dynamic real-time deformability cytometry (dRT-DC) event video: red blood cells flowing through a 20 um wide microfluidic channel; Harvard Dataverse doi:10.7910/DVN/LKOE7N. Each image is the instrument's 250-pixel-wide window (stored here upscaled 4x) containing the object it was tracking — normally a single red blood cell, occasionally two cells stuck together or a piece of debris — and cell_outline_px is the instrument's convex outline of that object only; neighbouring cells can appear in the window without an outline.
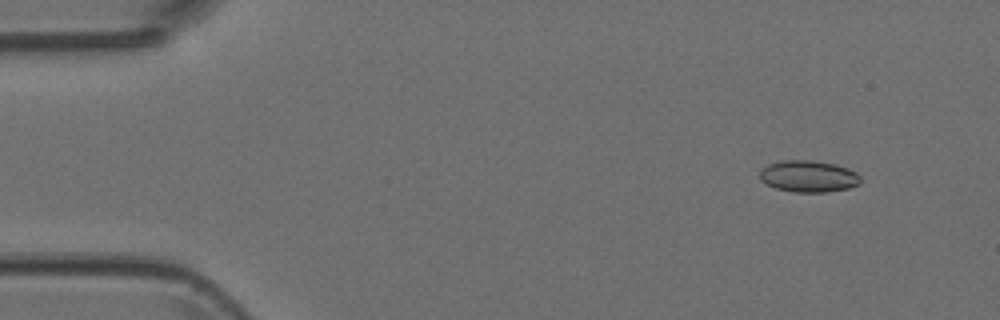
{"species": "Egyptian fruit bat (a non-hibernating species)", "species_latin": "Rousettus aegyptiacus", "temperature_condition": "room temperature", "stored_images_in_passage": 7, "camera_frame_rate_fps": 3000, "um_per_image_px": 0.085, "animal": {"sex": "female"}, "frame": {"image": 1, "passage_image": 1, "time_ms": 0.0, "image_size_px": [1000, 320], "cell_outline_px": [[860, 184], [848, 188], [828, 192], [792, 192], [776, 188], [760, 180], [760, 168], [768, 164], [784, 160], [812, 160], [832, 164], [856, 172], [860, 176]], "centroid_in_image_um": [68.69, 14.99], "position_along_channel_um": 16.3, "area_um2": 18.5}}
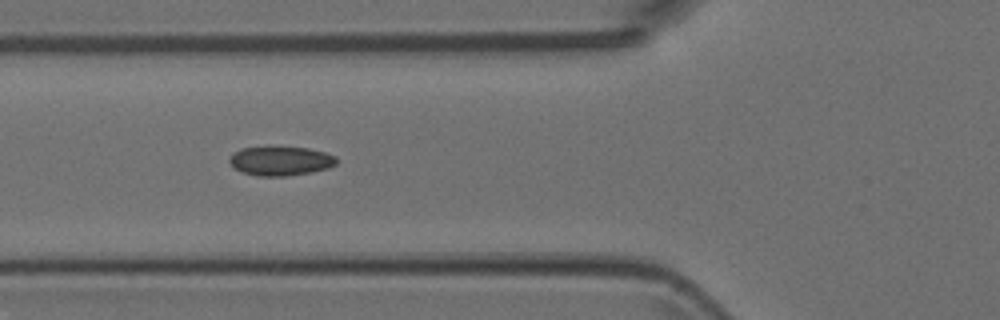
{"frame": {"image": 2, "passage_image": 5, "time_ms": 1.333, "image_size_px": [1000, 320], "cell_outline_px": [[336, 164], [328, 168], [312, 172], [284, 176], [256, 176], [240, 172], [228, 160], [236, 152], [244, 148], [308, 148], [324, 152], [336, 156]], "centroid_in_image_um": [23.88, 13.71], "position_along_channel_um": 101.9, "area_um2": 17.74}}
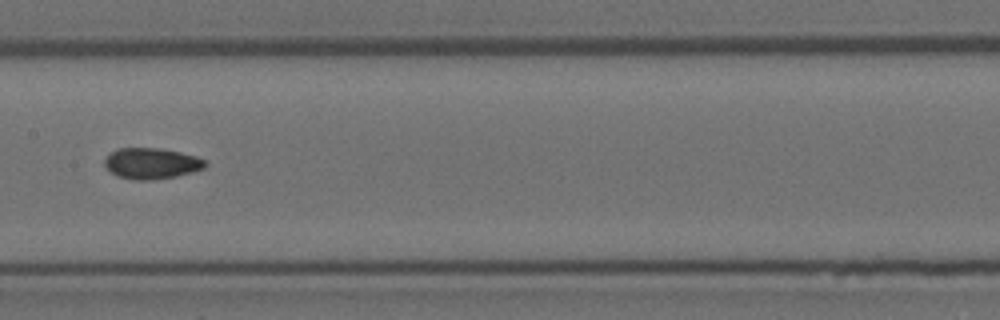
{"frame": {"image": 3, "passage_image": 7, "time_ms": 2.0, "image_size_px": [1000, 320], "cell_outline_px": [[208, 164], [204, 168], [192, 172], [176, 176], [152, 180], [132, 180], [116, 176], [104, 164], [104, 160], [112, 152], [120, 148], [160, 148], [180, 152], [196, 156], [204, 160]], "centroid_in_image_um": [12.89, 13.9], "position_along_channel_um": 194.5, "area_um2": 18.09}}